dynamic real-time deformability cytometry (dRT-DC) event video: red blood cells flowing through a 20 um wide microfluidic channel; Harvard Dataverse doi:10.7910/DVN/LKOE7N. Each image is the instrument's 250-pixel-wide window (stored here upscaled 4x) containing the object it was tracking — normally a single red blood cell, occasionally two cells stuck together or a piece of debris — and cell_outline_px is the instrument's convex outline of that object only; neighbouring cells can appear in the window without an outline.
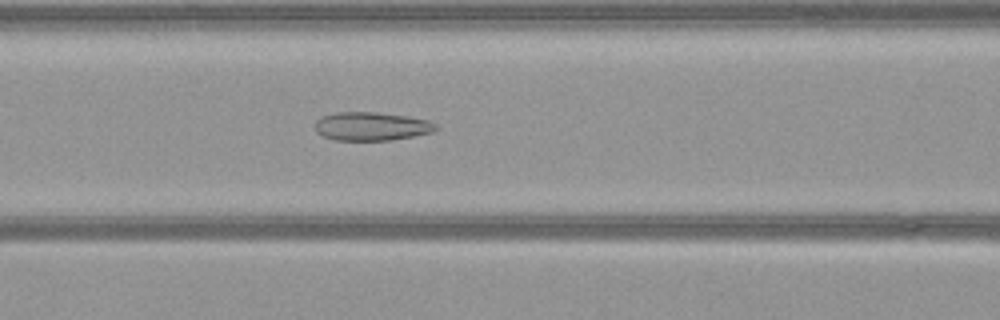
{"species": "common noctule bat (a hibernating species)", "species_latin": "Nyctalus noctula", "temperature_condition": "warm", "stored_images_in_passage": 45, "camera_frame_rate_fps": 3000, "um_per_image_px": 0.085, "animal": {"sex": "female", "body_mass_g": 21.9}, "frame": {"image": 1, "passage_image": 21, "time_ms": 6.667, "image_size_px": [1000, 320], "cell_outline_px": [[440, 128], [432, 132], [392, 140], [332, 140], [316, 132], [316, 120], [324, 116], [336, 112], [376, 112], [408, 116], [428, 120], [436, 124]], "centroid_in_image_um": [31.6, 10.73], "position_along_channel_um": 135.0, "area_um2": 20.06}}
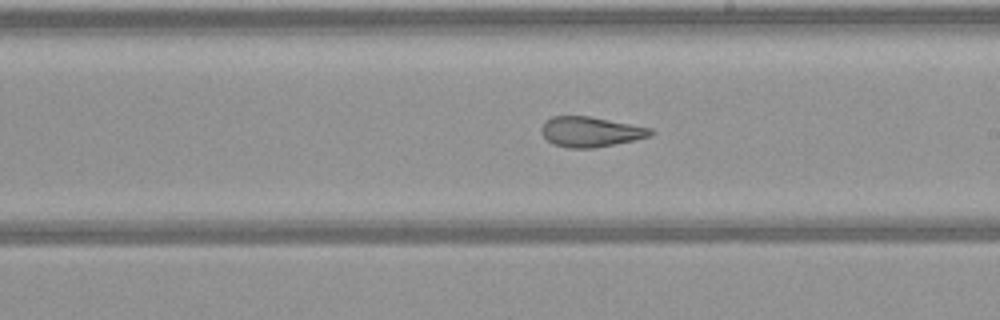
{"frame": {"image": 2, "passage_image": 29, "time_ms": 9.333, "image_size_px": [1000, 320], "cell_outline_px": [[656, 132], [652, 136], [636, 140], [592, 148], [568, 148], [552, 144], [540, 132], [540, 128], [544, 120], [552, 116], [588, 116], [652, 128]], "centroid_in_image_um": [50.19, 11.2], "position_along_channel_um": 238.8, "area_um2": 19.36}}
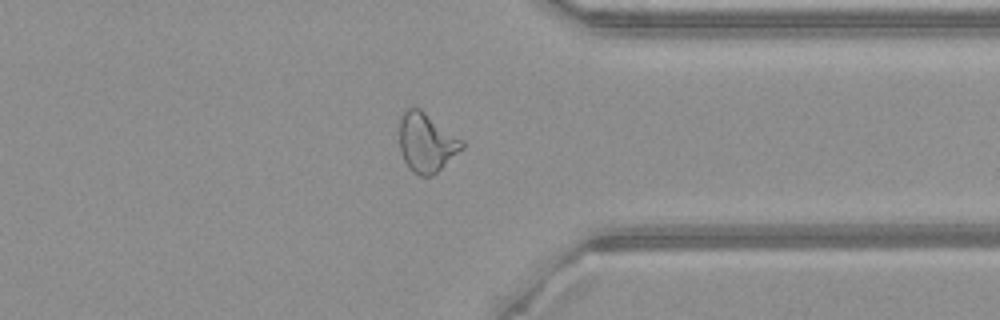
{"frame": {"image": 3, "passage_image": 40, "time_ms": 13.0, "image_size_px": [1000, 320], "cell_outline_px": [[464, 148], [432, 176], [420, 176], [412, 172], [404, 160], [400, 152], [400, 116], [404, 108], [420, 108], [464, 140]], "centroid_in_image_um": [36.25, 12.1], "position_along_channel_um": 375.1, "area_um2": 21.73}}